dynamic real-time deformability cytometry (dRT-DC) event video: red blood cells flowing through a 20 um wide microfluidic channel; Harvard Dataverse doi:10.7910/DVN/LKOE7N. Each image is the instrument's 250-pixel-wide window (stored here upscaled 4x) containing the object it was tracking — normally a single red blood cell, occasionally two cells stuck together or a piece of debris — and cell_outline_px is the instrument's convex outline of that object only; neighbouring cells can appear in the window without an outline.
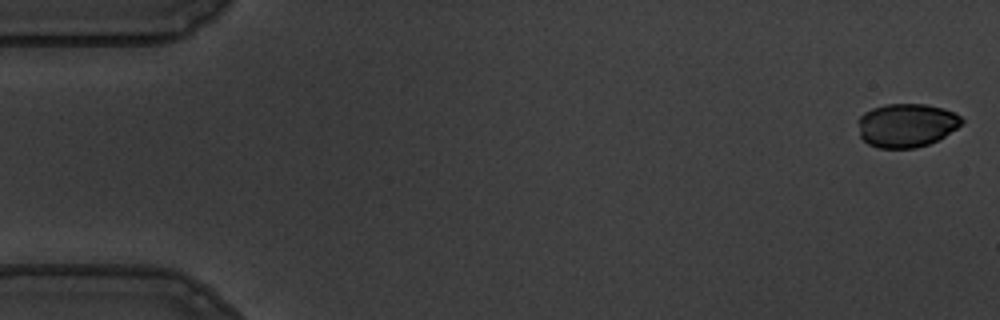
{"species": "common noctule bat (a hibernating species)", "species_latin": "Nyctalus noctula", "temperature_condition": "warm", "stored_images_in_passage": 55, "camera_frame_rate_fps": 3000, "um_per_image_px": 0.085, "animal": {"sex": "male", "body_mass_g": 19.5, "forearm_length_mm": 54.6}, "frame": {"image": 1, "passage_image": 1, "time_ms": 0.0, "image_size_px": [1000, 320], "cell_outline_px": [[964, 120], [956, 128], [944, 136], [928, 144], [916, 148], [880, 148], [868, 144], [860, 136], [856, 120], [864, 112], [872, 108], [884, 104], [924, 104], [944, 108], [960, 116]], "centroid_in_image_um": [77.0, 10.64], "position_along_channel_um": 8.0, "area_um2": 26.41}}
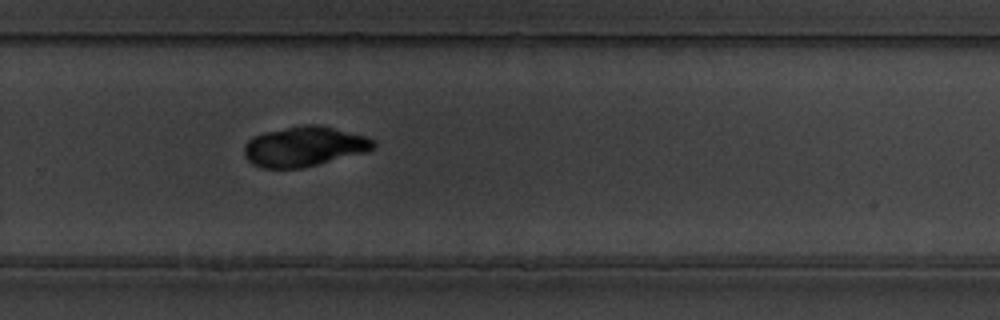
{"frame": {"image": 2, "passage_image": 37, "time_ms": 12.0, "image_size_px": [1000, 320], "cell_outline_px": [[376, 148], [364, 152], [304, 168], [260, 168], [252, 164], [244, 156], [244, 144], [252, 136], [264, 132], [304, 124], [320, 124], [364, 136], [376, 140]], "centroid_in_image_um": [25.83, 12.45], "position_along_channel_um": 304.0, "area_um2": 30.29}}
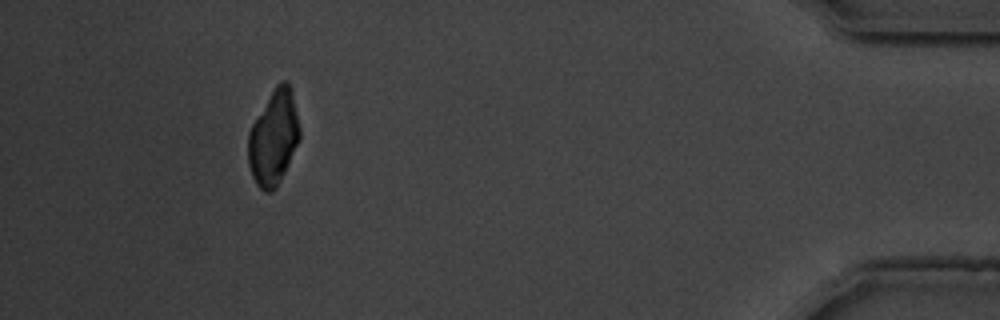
{"frame": {"image": 3, "passage_image": 51, "time_ms": 16.667, "image_size_px": [1000, 320], "cell_outline_px": [[300, 140], [276, 188], [272, 192], [264, 192], [256, 184], [252, 176], [248, 164], [248, 132], [252, 124], [276, 84], [280, 80], [288, 80], [292, 88], [300, 128]], "centroid_in_image_um": [23.26, 11.68], "position_along_channel_um": 411.9, "area_um2": 28.61}, "authors_computed_cell_mechanics": {"area_um2": 29.7092, "velocity_mm_per_s": 3.6232, "shape_relaxation_time_tau1_ms": 3.5875, "shape_relaxation_time_tau2_ms": 2.7907, "deformation_change_tau1": 0.0846, "deformation_change_tau2": 0.0305}}